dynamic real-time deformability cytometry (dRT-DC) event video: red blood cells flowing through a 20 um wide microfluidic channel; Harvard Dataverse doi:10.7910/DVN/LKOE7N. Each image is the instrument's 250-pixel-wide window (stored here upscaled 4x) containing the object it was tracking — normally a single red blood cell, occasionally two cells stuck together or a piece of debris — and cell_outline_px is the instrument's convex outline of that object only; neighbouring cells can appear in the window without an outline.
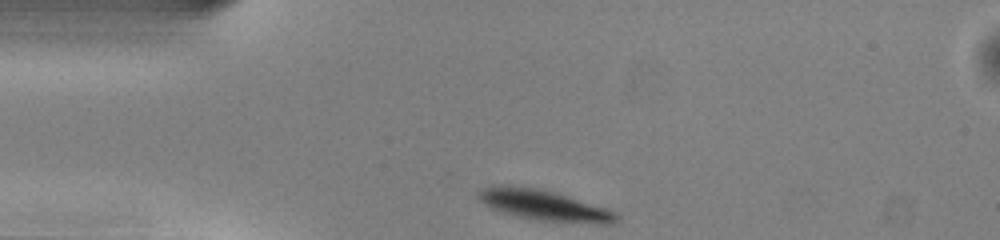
{"species": "common noctule bat (a hibernating species)", "species_latin": "Nyctalus noctula", "temperature_condition": "warm", "stored_images_in_passage": 40, "camera_frame_rate_fps": 3000, "um_per_image_px": 0.085, "animal": {"sex": "male", "body_mass_g": 13.0, "forearm_length_mm": 53.1}, "frame": {"image": 1, "passage_image": 1, "time_ms": 0.0, "image_size_px": [1000, 240], "cell_outline_px": [[620, 220], [616, 224], [592, 224], [532, 220], [516, 216], [492, 208], [484, 204], [476, 196], [476, 192], [484, 188], [496, 184], [532, 188], [552, 192], [608, 208], [616, 212], [620, 216]], "centroid_in_image_um": [46.3, 17.48], "position_along_channel_um": 38.7, "area_um2": 24.74}}
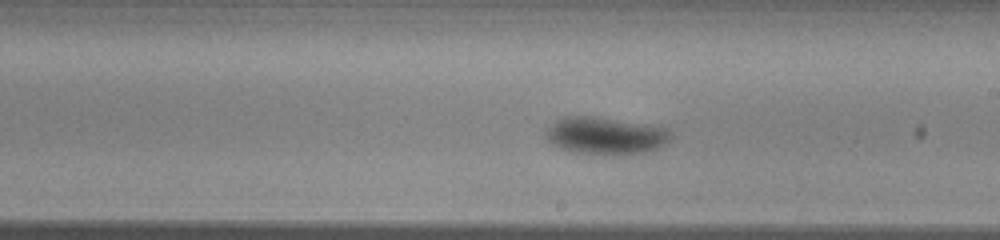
{"frame": {"image": 2, "passage_image": 18, "time_ms": 5.667, "image_size_px": [1000, 240], "cell_outline_px": [[672, 136], [664, 144], [656, 148], [644, 152], [580, 152], [564, 148], [548, 140], [544, 136], [544, 132], [556, 120], [564, 116], [592, 116], [664, 128], [672, 132]], "centroid_in_image_um": [51.43, 11.48], "position_along_channel_um": 237.6, "area_um2": 25.61}}
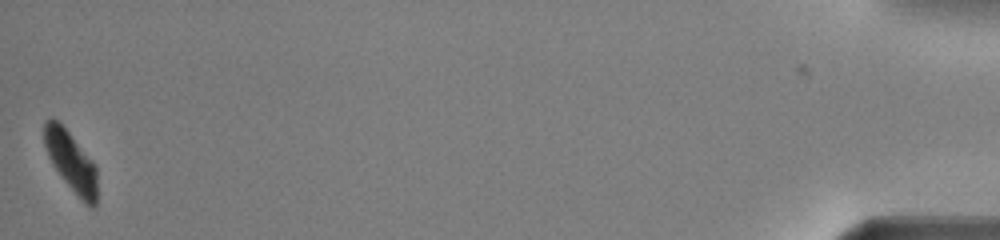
{"frame": {"image": 3, "passage_image": 40, "time_ms": 13.0, "image_size_px": [1000, 240], "cell_outline_px": [[96, 204], [92, 208], [84, 204], [64, 180], [52, 164], [48, 156], [44, 144], [44, 120], [52, 116], [68, 132], [96, 164]], "centroid_in_image_um": [6.03, 13.73], "position_along_channel_um": 429.2, "area_um2": 18.38}, "authors_computed_cell_mechanics": {"area_um2": 25.3742, "velocity_mm_per_s": 4.0063, "shape_relaxation_time_tau1_ms": 1.9163, "shape_relaxation_time_tau2_ms": null, "deformation_change_tau1": 0.1045, "deformation_change_tau2": null}}